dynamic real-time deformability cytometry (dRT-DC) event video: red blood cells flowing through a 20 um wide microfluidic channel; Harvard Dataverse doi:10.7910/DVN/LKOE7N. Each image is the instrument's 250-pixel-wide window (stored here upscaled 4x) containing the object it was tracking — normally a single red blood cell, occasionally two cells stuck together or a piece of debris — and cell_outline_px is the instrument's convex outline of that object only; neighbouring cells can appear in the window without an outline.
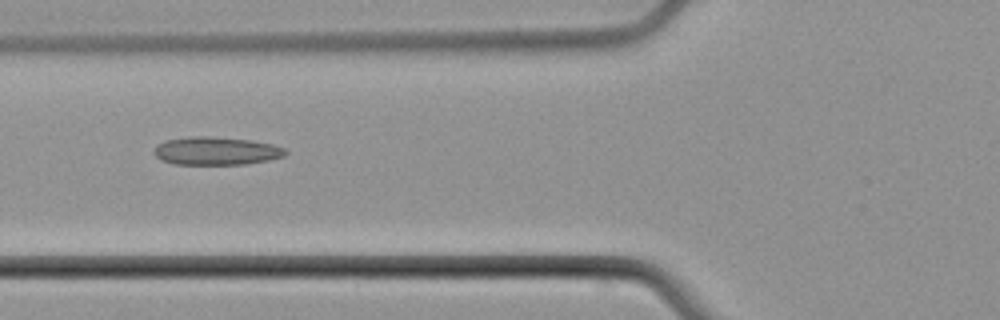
{"species": "common noctule bat (a hibernating species)", "species_latin": "Nyctalus noctula", "temperature_condition": "cold", "stored_images_in_passage": 6, "camera_frame_rate_fps": 3000, "um_per_image_px": 0.085, "animal": {"sex": "male", "body_mass_g": 21.5, "forearm_length_mm": 52.0}, "frame": {"image": 1, "passage_image": 5, "time_ms": 5.667, "image_size_px": [1000, 320], "cell_outline_px": [[288, 152], [284, 156], [268, 160], [244, 164], [176, 164], [160, 160], [152, 152], [156, 144], [164, 140], [188, 136], [212, 136], [252, 140], [272, 144], [284, 148]], "centroid_in_image_um": [18.33, 12.81], "position_along_channel_um": 107.5, "area_um2": 21.73}}
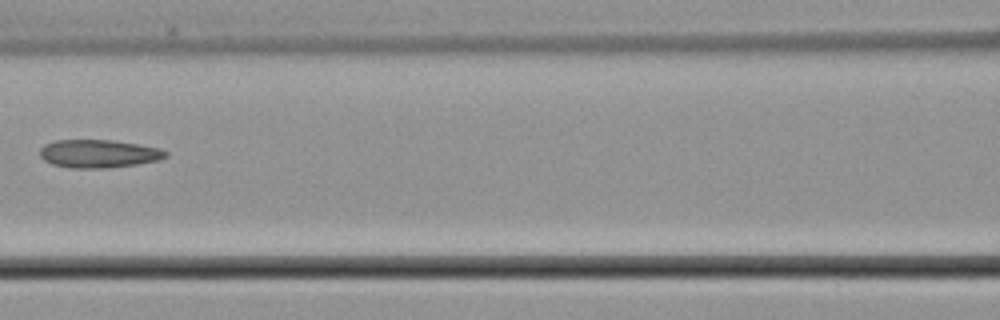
{"frame": {"image": 2, "passage_image": 6, "time_ms": 7.0, "image_size_px": [1000, 320], "cell_outline_px": [[168, 156], [160, 160], [136, 164], [108, 168], [68, 168], [52, 164], [44, 160], [40, 156], [40, 148], [44, 144], [56, 140], [112, 140], [160, 148], [168, 152]], "centroid_in_image_um": [8.38, 13.07], "position_along_channel_um": 158.2, "area_um2": 20.69}}